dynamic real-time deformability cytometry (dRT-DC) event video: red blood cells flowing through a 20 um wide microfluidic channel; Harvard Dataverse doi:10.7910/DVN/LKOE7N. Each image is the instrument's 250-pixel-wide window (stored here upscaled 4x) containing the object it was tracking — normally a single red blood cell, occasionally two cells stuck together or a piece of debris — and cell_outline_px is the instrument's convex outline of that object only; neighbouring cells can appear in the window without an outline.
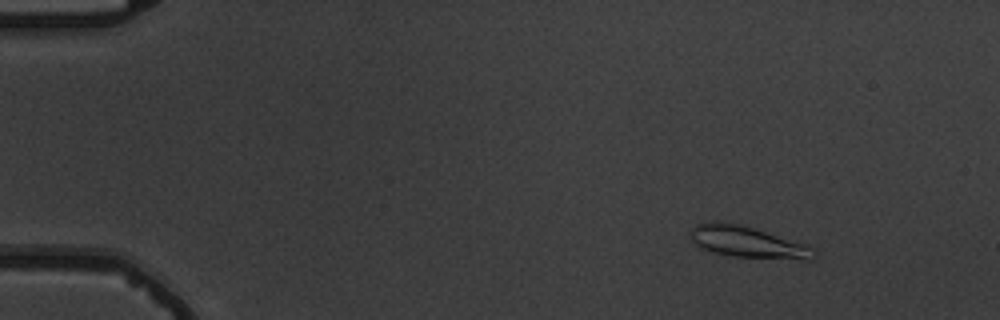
{"species": "common noctule bat (a hibernating species)", "species_latin": "Nyctalus noctula", "temperature_condition": "warm", "stored_images_in_passage": 4, "camera_frame_rate_fps": 3000, "um_per_image_px": 0.085, "animal": {"sex": "male", "body_mass_g": 19.5, "forearm_length_mm": 54.6}, "frame": {"image": 1, "passage_image": 1, "time_ms": 0.0, "image_size_px": [1000, 320], "cell_outline_px": [[816, 256], [812, 260], [808, 260], [732, 256], [712, 252], [700, 248], [688, 236], [688, 232], [696, 224], [712, 220], [736, 224], [752, 228], [804, 244], [812, 248]], "centroid_in_image_um": [63.46, 20.58], "position_along_channel_um": 21.5, "area_um2": 22.37}}